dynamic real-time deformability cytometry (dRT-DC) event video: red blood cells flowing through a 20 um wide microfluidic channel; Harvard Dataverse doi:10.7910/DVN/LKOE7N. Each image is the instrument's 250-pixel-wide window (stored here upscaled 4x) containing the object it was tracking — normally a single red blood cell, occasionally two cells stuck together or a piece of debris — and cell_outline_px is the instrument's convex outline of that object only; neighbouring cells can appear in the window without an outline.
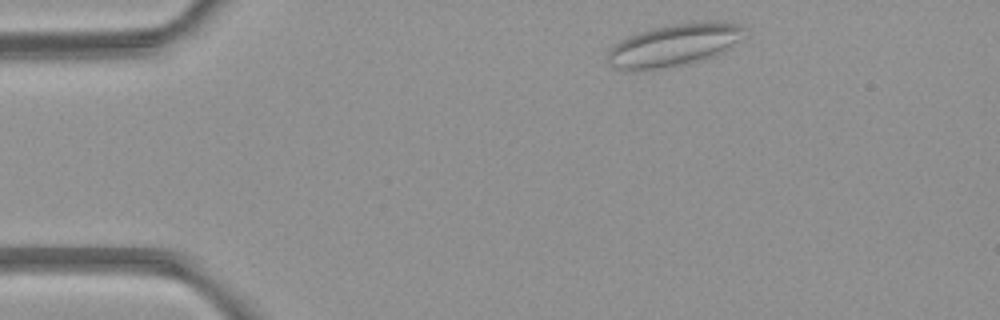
{"species": "common noctule bat (a hibernating species)", "species_latin": "Nyctalus noctula", "temperature_condition": "room temperature", "stored_images_in_passage": 4, "camera_frame_rate_fps": 3000, "um_per_image_px": 0.085, "animal": {"sex": "female", "body_mass_g": 21.9}, "frame": {"image": 1, "passage_image": 1, "time_ms": 0.0, "image_size_px": [1000, 320], "cell_outline_px": [[744, 28], [732, 48], [716, 56], [688, 64], [664, 68], [628, 72], [612, 68], [608, 64], [608, 52], [620, 40], [628, 36], [652, 28], [668, 24], [708, 20], [744, 24]], "centroid_in_image_um": [57.27, 3.85], "position_along_channel_um": 27.7, "area_um2": 34.28}}